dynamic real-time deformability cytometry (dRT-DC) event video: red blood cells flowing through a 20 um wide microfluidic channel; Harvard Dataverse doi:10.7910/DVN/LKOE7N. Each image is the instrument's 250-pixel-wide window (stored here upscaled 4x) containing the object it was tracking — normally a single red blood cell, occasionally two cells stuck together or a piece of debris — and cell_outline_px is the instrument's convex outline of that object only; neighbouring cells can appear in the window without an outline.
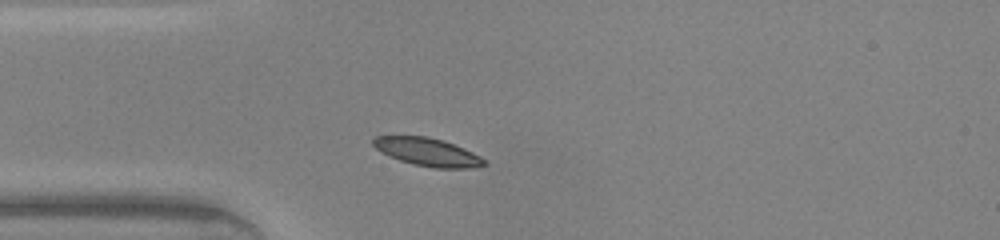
{"species": "common noctule bat (a hibernating species)", "species_latin": "Nyctalus noctula", "temperature_condition": "warm", "stored_images_in_passage": 36, "camera_frame_rate_fps": 3000, "um_per_image_px": 0.085, "animal": {"sex": "male", "body_mass_g": 20.0, "forearm_length_mm": 53.3}, "frame": {"image": 1, "passage_image": 1, "time_ms": 0.0, "image_size_px": [1000, 240], "cell_outline_px": [[488, 164], [468, 168], [436, 168], [412, 164], [400, 160], [376, 148], [372, 144], [372, 140], [376, 136], [428, 136], [444, 140], [472, 152], [480, 156]], "centroid_in_image_um": [36.35, 12.91], "position_along_channel_um": 48.6, "area_um2": 17.86}}
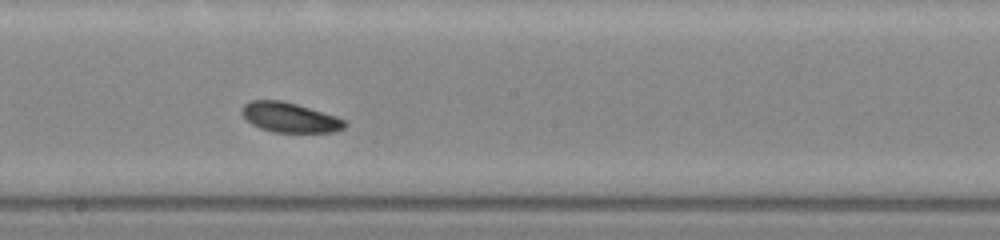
{"frame": {"image": 2, "passage_image": 14, "time_ms": 4.333, "image_size_px": [1000, 240], "cell_outline_px": [[348, 124], [344, 128], [336, 132], [272, 132], [260, 128], [252, 124], [240, 112], [244, 104], [252, 100], [280, 100], [296, 104], [336, 116], [344, 120]], "centroid_in_image_um": [24.63, 9.99], "position_along_channel_um": 223.6, "area_um2": 17.8}}
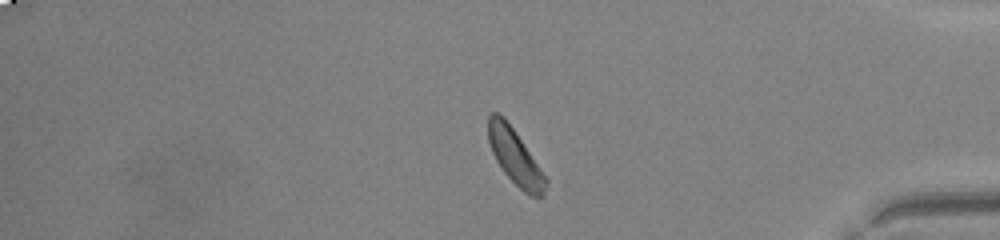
{"frame": {"image": 3, "passage_image": 28, "time_ms": 9.0, "image_size_px": [1000, 240], "cell_outline_px": [[548, 184], [544, 196], [532, 196], [524, 192], [504, 172], [496, 160], [492, 152], [488, 140], [488, 116], [492, 112], [496, 112], [504, 116], [516, 132], [548, 180]], "centroid_in_image_um": [43.78, 13.32], "position_along_channel_um": 391.4, "area_um2": 18.38}, "authors_computed_cell_mechanics": {"area_um2": 18.2359, "velocity_mm_per_s": 4.2386, "shape_relaxation_time_tau1_ms": 1.2279, "shape_relaxation_time_tau2_ms": null, "deformation_change_tau1": 0.0658, "deformation_change_tau2": null}}